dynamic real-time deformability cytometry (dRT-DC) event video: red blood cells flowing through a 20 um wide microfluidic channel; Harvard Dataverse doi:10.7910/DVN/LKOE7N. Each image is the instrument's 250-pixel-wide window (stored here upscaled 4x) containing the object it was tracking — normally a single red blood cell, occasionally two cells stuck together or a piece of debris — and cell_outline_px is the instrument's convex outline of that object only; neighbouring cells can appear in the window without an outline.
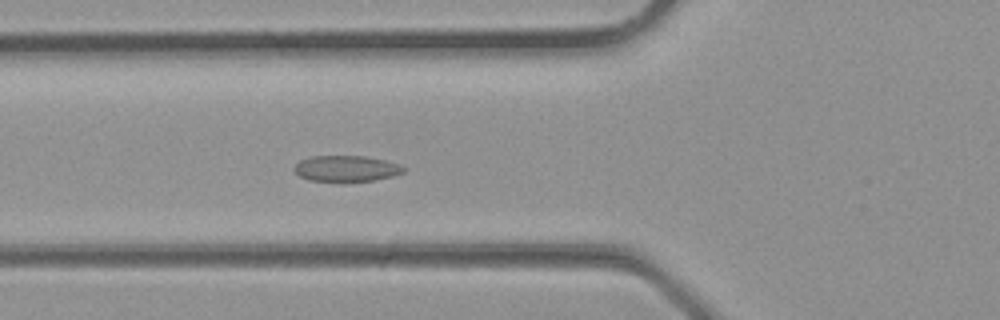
{"species": "common noctule bat (a hibernating species)", "species_latin": "Nyctalus noctula", "temperature_condition": "room temperature", "stored_images_in_passage": 24, "camera_frame_rate_fps": 3000, "um_per_image_px": 0.085, "animal": {"sex": "male", "body_mass_g": 23.1, "forearm_length_mm": 52.7}, "frame": {"image": 1, "passage_image": 3, "time_ms": 0.667, "image_size_px": [1000, 320], "cell_outline_px": [[404, 172], [392, 176], [372, 180], [344, 184], [308, 180], [300, 176], [292, 168], [300, 160], [308, 156], [368, 156], [400, 164], [404, 168]], "centroid_in_image_um": [29.39, 14.36], "position_along_channel_um": 96.4, "area_um2": 17.17}}
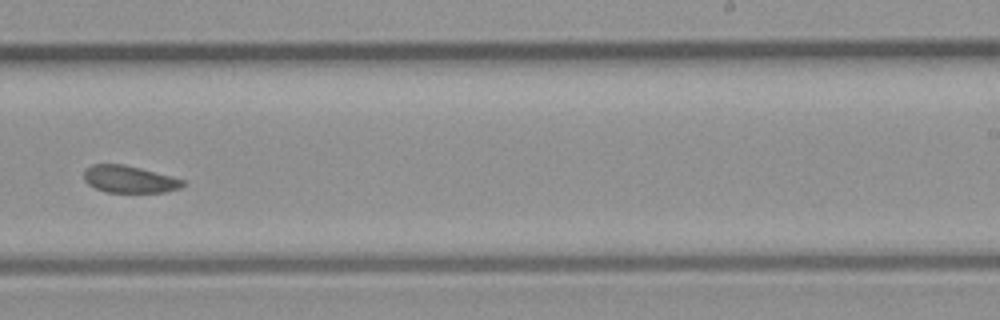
{"frame": {"image": 2, "passage_image": 12, "time_ms": 3.667, "image_size_px": [1000, 320], "cell_outline_px": [[184, 184], [180, 188], [164, 192], [108, 192], [96, 188], [88, 184], [84, 180], [84, 172], [92, 164], [124, 164], [172, 176], [184, 180]], "centroid_in_image_um": [11.0, 15.23], "position_along_channel_um": 278.0, "area_um2": 15.49}}
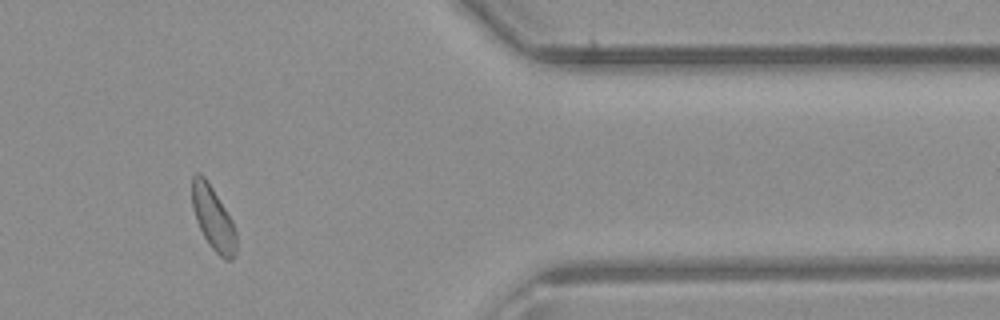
{"frame": {"image": 3, "passage_image": 19, "time_ms": 6.0, "image_size_px": [1000, 320], "cell_outline_px": [[236, 256], [232, 260], [224, 260], [208, 244], [196, 220], [192, 204], [192, 176], [196, 172], [200, 172], [204, 176], [212, 188], [232, 220], [236, 232]], "centroid_in_image_um": [18.12, 18.57], "position_along_channel_um": 393.3, "area_um2": 16.3}}